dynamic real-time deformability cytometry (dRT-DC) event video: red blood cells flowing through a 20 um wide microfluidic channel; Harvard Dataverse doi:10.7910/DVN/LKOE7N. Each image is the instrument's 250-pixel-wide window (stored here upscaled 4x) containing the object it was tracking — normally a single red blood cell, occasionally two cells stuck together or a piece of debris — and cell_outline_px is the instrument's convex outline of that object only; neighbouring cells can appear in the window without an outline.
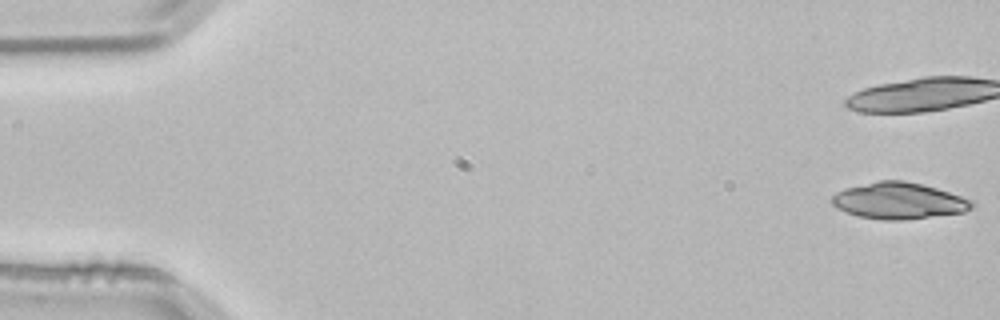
{"species": "common noctule bat (a hibernating species)", "species_latin": "Nyctalus noctula", "temperature_condition": "room temperature", "stored_images_in_passage": 17, "camera_frame_rate_fps": 3000, "um_per_image_px": 0.085, "animal": {"sex": "male", "body_mass_g": 21.5, "forearm_length_mm": 52.0}, "frame": {"image": 1, "passage_image": 1, "time_ms": 0.0, "image_size_px": [1000, 320], "cell_outline_px": [[976, 204], [972, 208], [964, 212], [904, 220], [884, 220], [860, 216], [836, 208], [832, 204], [832, 196], [836, 192], [844, 188], [876, 180], [904, 180], [936, 188], [972, 200]], "centroid_in_image_um": [76.39, 17.06], "position_along_channel_um": 8.6, "area_um2": 29.65}}